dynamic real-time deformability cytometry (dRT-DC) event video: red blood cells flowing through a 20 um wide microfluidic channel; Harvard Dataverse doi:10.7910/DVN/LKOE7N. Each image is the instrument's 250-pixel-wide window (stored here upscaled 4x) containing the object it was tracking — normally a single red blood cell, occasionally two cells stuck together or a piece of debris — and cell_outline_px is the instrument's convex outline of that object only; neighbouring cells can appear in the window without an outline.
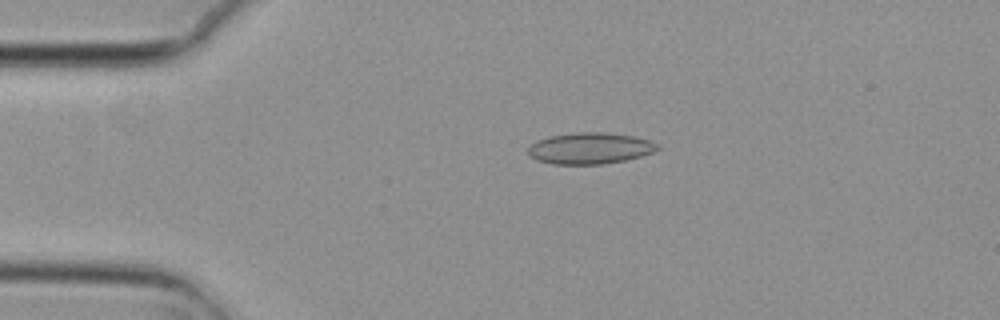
{"species": "common noctule bat (a hibernating species)", "species_latin": "Nyctalus noctula", "temperature_condition": "cold", "stored_images_in_passage": 5, "camera_frame_rate_fps": 3000, "um_per_image_px": 0.085, "animal": {"sex": "female", "body_mass_g": 29.2, "forearm_length_mm": 56.3}, "frame": {"image": 1, "passage_image": 4, "time_ms": 1.0, "image_size_px": [1000, 320], "cell_outline_px": [[660, 148], [652, 152], [640, 156], [624, 160], [604, 164], [552, 164], [536, 160], [528, 152], [528, 148], [532, 144], [540, 140], [552, 136], [580, 132], [604, 132], [636, 136], [652, 140], [660, 144]], "centroid_in_image_um": [50.22, 12.6], "position_along_channel_um": 34.8, "area_um2": 23.52}}